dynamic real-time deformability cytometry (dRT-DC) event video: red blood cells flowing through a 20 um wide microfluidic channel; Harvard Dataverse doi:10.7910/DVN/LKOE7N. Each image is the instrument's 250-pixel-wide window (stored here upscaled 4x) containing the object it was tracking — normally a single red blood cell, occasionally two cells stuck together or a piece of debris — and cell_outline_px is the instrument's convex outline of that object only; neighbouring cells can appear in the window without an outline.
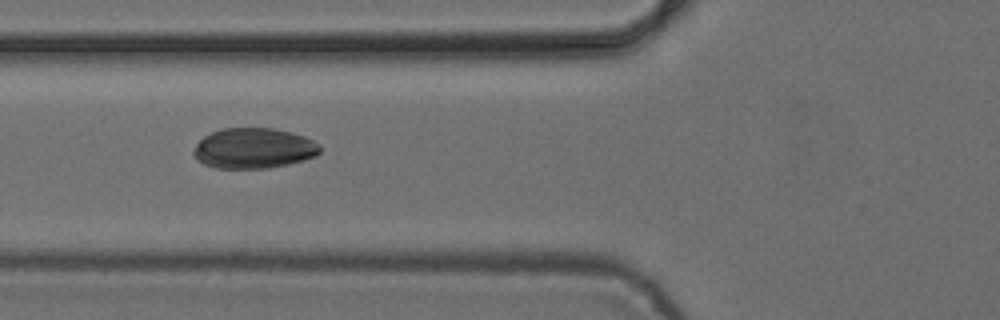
{"species": "common noctule bat (a hibernating species)", "species_latin": "Nyctalus noctula", "temperature_condition": "cold", "stored_images_in_passage": 53, "camera_frame_rate_fps": 3000, "um_per_image_px": 0.085, "animal": {"sex": "female", "body_mass_g": 24.6, "forearm_length_mm": 56.2}, "frame": {"image": 1, "passage_image": 20, "time_ms": 6.333, "image_size_px": [1000, 320], "cell_outline_px": [[320, 152], [316, 156], [304, 160], [288, 164], [268, 168], [216, 168], [204, 164], [196, 160], [192, 152], [196, 144], [204, 136], [212, 132], [224, 128], [272, 128], [292, 132], [304, 136], [320, 144]], "centroid_in_image_um": [21.56, 12.6], "position_along_channel_um": 104.2, "area_um2": 29.88}}
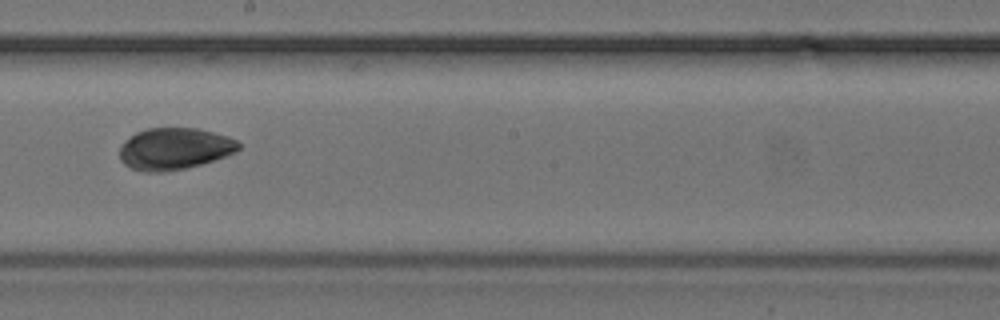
{"frame": {"image": 2, "passage_image": 30, "time_ms": 9.667, "image_size_px": [1000, 320], "cell_outline_px": [[240, 148], [236, 152], [228, 156], [200, 164], [184, 168], [164, 172], [144, 172], [132, 168], [124, 164], [120, 160], [120, 148], [136, 132], [148, 128], [196, 128], [228, 136], [236, 140], [240, 144]], "centroid_in_image_um": [14.86, 12.65], "position_along_channel_um": 233.3, "area_um2": 28.78}}
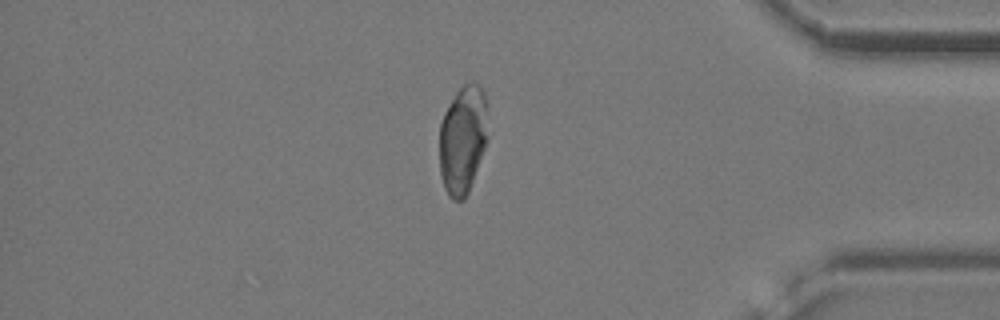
{"frame": {"image": 3, "passage_image": 45, "time_ms": 14.667, "image_size_px": [1000, 320], "cell_outline_px": [[484, 148], [468, 192], [464, 200], [452, 200], [448, 196], [444, 188], [440, 176], [440, 124], [444, 112], [456, 92], [464, 84], [472, 80], [480, 84], [484, 92]], "centroid_in_image_um": [39.27, 11.88], "position_along_channel_um": 395.9, "area_um2": 29.82}}